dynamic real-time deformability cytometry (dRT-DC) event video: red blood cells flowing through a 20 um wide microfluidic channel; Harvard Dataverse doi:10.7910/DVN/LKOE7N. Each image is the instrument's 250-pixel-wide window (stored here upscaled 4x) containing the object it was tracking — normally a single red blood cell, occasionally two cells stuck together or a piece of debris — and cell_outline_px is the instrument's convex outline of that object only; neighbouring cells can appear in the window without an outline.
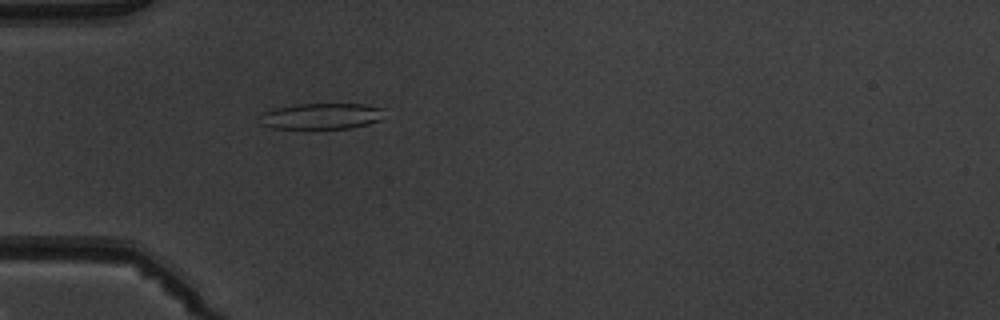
{"species": "common noctule bat (a hibernating species)", "species_latin": "Nyctalus noctula", "temperature_condition": "warm", "stored_images_in_passage": 3, "camera_frame_rate_fps": 3000, "um_per_image_px": 0.085, "animal": {"sex": "male", "body_mass_g": 19.5, "forearm_length_mm": 54.6}, "frame": {"image": 1, "passage_image": 3, "time_ms": 3.333, "image_size_px": [1000, 320], "cell_outline_px": [[384, 108], [380, 120], [368, 124], [352, 128], [272, 128], [264, 124], [260, 112], [272, 108], [300, 104], [364, 104]], "centroid_in_image_um": [27.34, 9.86], "position_along_channel_um": 57.7, "area_um2": 18.73}}